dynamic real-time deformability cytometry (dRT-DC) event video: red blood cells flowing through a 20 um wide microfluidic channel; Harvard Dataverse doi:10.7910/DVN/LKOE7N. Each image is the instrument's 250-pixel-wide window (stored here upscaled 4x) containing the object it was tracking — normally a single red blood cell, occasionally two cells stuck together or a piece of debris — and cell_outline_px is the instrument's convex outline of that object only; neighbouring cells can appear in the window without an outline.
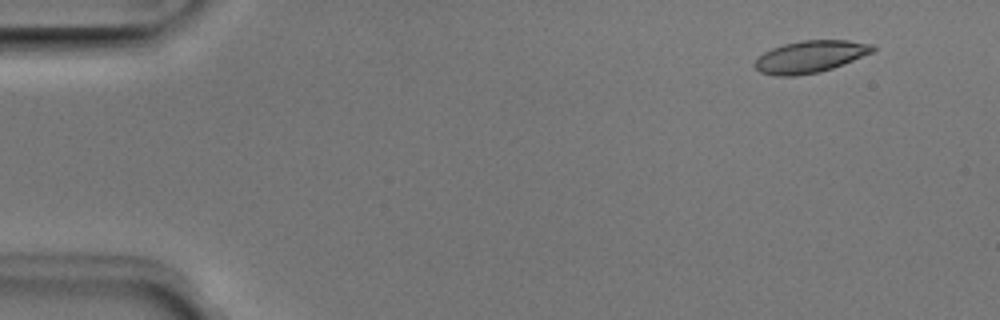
{"species": "Egyptian fruit bat (a non-hibernating species)", "species_latin": "Rousettus aegyptiacus", "temperature_condition": "room temperature", "stored_images_in_passage": 51, "camera_frame_rate_fps": 3000, "um_per_image_px": 0.085, "animal": {"sex": "male"}, "frame": {"image": 1, "passage_image": 5, "time_ms": 1.333, "image_size_px": [1000, 320], "cell_outline_px": [[876, 48], [872, 52], [844, 64], [820, 72], [796, 76], [776, 76], [760, 72], [752, 64], [764, 52], [772, 48], [784, 44], [804, 40], [848, 40], [872, 44]], "centroid_in_image_um": [68.86, 4.82], "position_along_channel_um": 16.1, "area_um2": 21.96}}
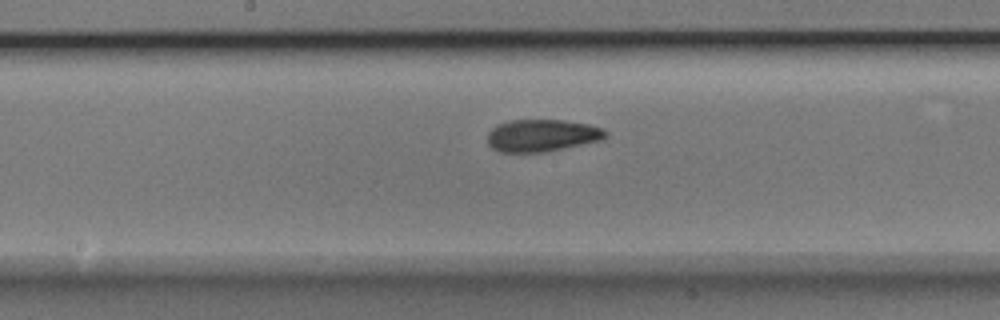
{"frame": {"image": 2, "passage_image": 27, "time_ms": 8.667, "image_size_px": [1000, 320], "cell_outline_px": [[608, 136], [604, 140], [544, 152], [500, 152], [492, 148], [488, 144], [488, 132], [496, 124], [508, 120], [564, 120], [588, 124], [604, 128], [608, 132]], "centroid_in_image_um": [46.1, 11.51], "position_along_channel_um": 202.1, "area_um2": 22.48}}
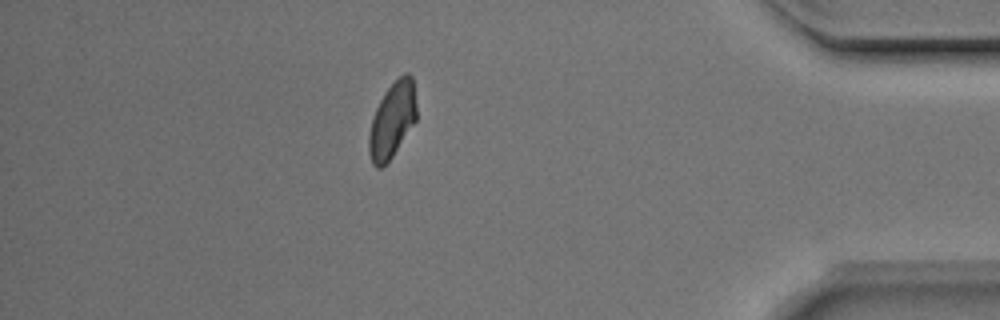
{"frame": {"image": 3, "passage_image": 45, "time_ms": 14.667, "image_size_px": [1000, 320], "cell_outline_px": [[416, 120], [392, 156], [380, 168], [376, 168], [372, 164], [368, 152], [368, 136], [372, 120], [376, 108], [384, 92], [404, 72], [408, 72], [412, 76], [416, 104]], "centroid_in_image_um": [33.33, 10.2], "position_along_channel_um": 401.9, "area_um2": 20.75}, "authors_computed_cell_mechanics": {"area_um2": 21.964, "velocity_mm_per_s": 3.997, "shape_relaxation_time_tau1_ms": 5.823, "shape_relaxation_time_tau2_ms": 2.3067, "deformation_change_tau1": 0.1626, "deformation_change_tau2": 0.0607}}